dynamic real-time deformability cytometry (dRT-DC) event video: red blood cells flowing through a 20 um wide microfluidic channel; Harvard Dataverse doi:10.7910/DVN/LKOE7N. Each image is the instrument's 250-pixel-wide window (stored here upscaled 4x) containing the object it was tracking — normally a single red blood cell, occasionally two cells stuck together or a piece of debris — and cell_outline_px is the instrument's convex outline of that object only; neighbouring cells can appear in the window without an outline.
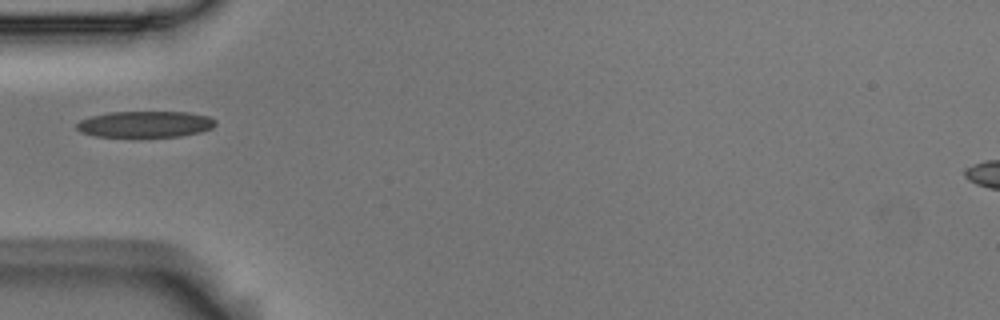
{"species": "Egyptian fruit bat (a non-hibernating species)", "species_latin": "Rousettus aegyptiacus", "temperature_condition": "room temperature", "stored_images_in_passage": 6, "camera_frame_rate_fps": 3000, "um_per_image_px": 0.085, "animal": {"sex": "male"}, "frame": {"image": 1, "passage_image": 1, "time_ms": 0.0, "image_size_px": [1000, 320], "cell_outline_px": [[216, 124], [212, 128], [200, 132], [180, 136], [96, 136], [80, 132], [76, 128], [76, 124], [80, 120], [92, 116], [108, 112], [188, 112], [208, 116], [216, 120]], "centroid_in_image_um": [12.35, 10.55], "position_along_channel_um": 72.7, "area_um2": 21.1}}
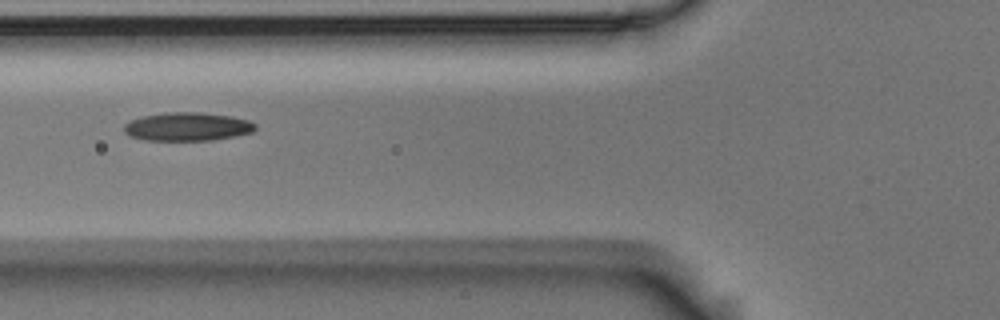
{"frame": {"image": 2, "passage_image": 4, "time_ms": 1.0, "image_size_px": [1000, 320], "cell_outline_px": [[256, 128], [252, 132], [236, 136], [212, 140], [144, 140], [128, 136], [124, 132], [124, 124], [128, 120], [140, 116], [168, 112], [200, 112], [232, 116], [248, 120], [256, 124]], "centroid_in_image_um": [15.89, 10.76], "position_along_channel_um": 109.9, "area_um2": 22.02}}